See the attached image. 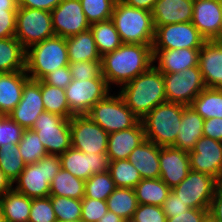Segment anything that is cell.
<instances>
[{"instance_id":"obj_1","label":"cell","mask_w":222,"mask_h":222,"mask_svg":"<svg viewBox=\"0 0 222 222\" xmlns=\"http://www.w3.org/2000/svg\"><path fill=\"white\" fill-rule=\"evenodd\" d=\"M153 64L152 44H122L101 57L102 75L109 87L124 85Z\"/></svg>"},{"instance_id":"obj_2","label":"cell","mask_w":222,"mask_h":222,"mask_svg":"<svg viewBox=\"0 0 222 222\" xmlns=\"http://www.w3.org/2000/svg\"><path fill=\"white\" fill-rule=\"evenodd\" d=\"M122 86L118 93L140 120L156 106L167 102L163 73L154 65Z\"/></svg>"},{"instance_id":"obj_3","label":"cell","mask_w":222,"mask_h":222,"mask_svg":"<svg viewBox=\"0 0 222 222\" xmlns=\"http://www.w3.org/2000/svg\"><path fill=\"white\" fill-rule=\"evenodd\" d=\"M111 20L123 44H153L155 27L150 11L116 0Z\"/></svg>"},{"instance_id":"obj_4","label":"cell","mask_w":222,"mask_h":222,"mask_svg":"<svg viewBox=\"0 0 222 222\" xmlns=\"http://www.w3.org/2000/svg\"><path fill=\"white\" fill-rule=\"evenodd\" d=\"M69 63L64 37L53 36L26 50L25 71L33 80H43L50 72Z\"/></svg>"},{"instance_id":"obj_5","label":"cell","mask_w":222,"mask_h":222,"mask_svg":"<svg viewBox=\"0 0 222 222\" xmlns=\"http://www.w3.org/2000/svg\"><path fill=\"white\" fill-rule=\"evenodd\" d=\"M185 105L165 102L156 106L142 119L146 140L159 147L173 146L180 129Z\"/></svg>"},{"instance_id":"obj_6","label":"cell","mask_w":222,"mask_h":222,"mask_svg":"<svg viewBox=\"0 0 222 222\" xmlns=\"http://www.w3.org/2000/svg\"><path fill=\"white\" fill-rule=\"evenodd\" d=\"M60 155H45L40 161L28 164L14 181L13 189L29 198L50 196V184L60 171Z\"/></svg>"},{"instance_id":"obj_7","label":"cell","mask_w":222,"mask_h":222,"mask_svg":"<svg viewBox=\"0 0 222 222\" xmlns=\"http://www.w3.org/2000/svg\"><path fill=\"white\" fill-rule=\"evenodd\" d=\"M86 115L108 134L134 127L140 121L120 94H108L96 102Z\"/></svg>"},{"instance_id":"obj_8","label":"cell","mask_w":222,"mask_h":222,"mask_svg":"<svg viewBox=\"0 0 222 222\" xmlns=\"http://www.w3.org/2000/svg\"><path fill=\"white\" fill-rule=\"evenodd\" d=\"M53 36L55 34L52 27L51 12L18 7L14 37L21 43L25 50Z\"/></svg>"},{"instance_id":"obj_9","label":"cell","mask_w":222,"mask_h":222,"mask_svg":"<svg viewBox=\"0 0 222 222\" xmlns=\"http://www.w3.org/2000/svg\"><path fill=\"white\" fill-rule=\"evenodd\" d=\"M31 129L37 133L47 154L61 155L71 147L70 119L45 111Z\"/></svg>"},{"instance_id":"obj_10","label":"cell","mask_w":222,"mask_h":222,"mask_svg":"<svg viewBox=\"0 0 222 222\" xmlns=\"http://www.w3.org/2000/svg\"><path fill=\"white\" fill-rule=\"evenodd\" d=\"M218 184L211 175L190 170L171 191L190 208L209 210Z\"/></svg>"},{"instance_id":"obj_11","label":"cell","mask_w":222,"mask_h":222,"mask_svg":"<svg viewBox=\"0 0 222 222\" xmlns=\"http://www.w3.org/2000/svg\"><path fill=\"white\" fill-rule=\"evenodd\" d=\"M110 88L102 74L95 79H72L65 88L70 112L73 115H86L96 102L109 94Z\"/></svg>"},{"instance_id":"obj_12","label":"cell","mask_w":222,"mask_h":222,"mask_svg":"<svg viewBox=\"0 0 222 222\" xmlns=\"http://www.w3.org/2000/svg\"><path fill=\"white\" fill-rule=\"evenodd\" d=\"M167 102L189 106L206 88L199 66L179 73L163 74Z\"/></svg>"},{"instance_id":"obj_13","label":"cell","mask_w":222,"mask_h":222,"mask_svg":"<svg viewBox=\"0 0 222 222\" xmlns=\"http://www.w3.org/2000/svg\"><path fill=\"white\" fill-rule=\"evenodd\" d=\"M71 147L84 153H106L108 133L87 115L70 118Z\"/></svg>"},{"instance_id":"obj_14","label":"cell","mask_w":222,"mask_h":222,"mask_svg":"<svg viewBox=\"0 0 222 222\" xmlns=\"http://www.w3.org/2000/svg\"><path fill=\"white\" fill-rule=\"evenodd\" d=\"M207 40L191 22L155 28L152 49L201 48Z\"/></svg>"},{"instance_id":"obj_15","label":"cell","mask_w":222,"mask_h":222,"mask_svg":"<svg viewBox=\"0 0 222 222\" xmlns=\"http://www.w3.org/2000/svg\"><path fill=\"white\" fill-rule=\"evenodd\" d=\"M51 16L55 36L67 38L90 28L80 0H62Z\"/></svg>"},{"instance_id":"obj_16","label":"cell","mask_w":222,"mask_h":222,"mask_svg":"<svg viewBox=\"0 0 222 222\" xmlns=\"http://www.w3.org/2000/svg\"><path fill=\"white\" fill-rule=\"evenodd\" d=\"M61 168L86 181L94 174L108 171L109 159L106 153H84L73 147L60 155Z\"/></svg>"},{"instance_id":"obj_17","label":"cell","mask_w":222,"mask_h":222,"mask_svg":"<svg viewBox=\"0 0 222 222\" xmlns=\"http://www.w3.org/2000/svg\"><path fill=\"white\" fill-rule=\"evenodd\" d=\"M190 169L211 175L218 181L222 178V142L202 136L192 151L188 152Z\"/></svg>"},{"instance_id":"obj_18","label":"cell","mask_w":222,"mask_h":222,"mask_svg":"<svg viewBox=\"0 0 222 222\" xmlns=\"http://www.w3.org/2000/svg\"><path fill=\"white\" fill-rule=\"evenodd\" d=\"M43 112L45 109L41 95V80L29 78L24 84L21 101L8 116L24 129H31Z\"/></svg>"},{"instance_id":"obj_19","label":"cell","mask_w":222,"mask_h":222,"mask_svg":"<svg viewBox=\"0 0 222 222\" xmlns=\"http://www.w3.org/2000/svg\"><path fill=\"white\" fill-rule=\"evenodd\" d=\"M191 23L207 40H221L222 0H194Z\"/></svg>"},{"instance_id":"obj_20","label":"cell","mask_w":222,"mask_h":222,"mask_svg":"<svg viewBox=\"0 0 222 222\" xmlns=\"http://www.w3.org/2000/svg\"><path fill=\"white\" fill-rule=\"evenodd\" d=\"M160 179L171 189L187 177L190 169L188 152L175 147H160Z\"/></svg>"},{"instance_id":"obj_21","label":"cell","mask_w":222,"mask_h":222,"mask_svg":"<svg viewBox=\"0 0 222 222\" xmlns=\"http://www.w3.org/2000/svg\"><path fill=\"white\" fill-rule=\"evenodd\" d=\"M198 66L205 87L222 89V40L204 43L199 49Z\"/></svg>"},{"instance_id":"obj_22","label":"cell","mask_w":222,"mask_h":222,"mask_svg":"<svg viewBox=\"0 0 222 222\" xmlns=\"http://www.w3.org/2000/svg\"><path fill=\"white\" fill-rule=\"evenodd\" d=\"M200 48L152 49L155 67L163 74L179 73L198 66Z\"/></svg>"},{"instance_id":"obj_23","label":"cell","mask_w":222,"mask_h":222,"mask_svg":"<svg viewBox=\"0 0 222 222\" xmlns=\"http://www.w3.org/2000/svg\"><path fill=\"white\" fill-rule=\"evenodd\" d=\"M145 140L141 120L134 127L109 133L106 152L109 161L128 159L130 153Z\"/></svg>"},{"instance_id":"obj_24","label":"cell","mask_w":222,"mask_h":222,"mask_svg":"<svg viewBox=\"0 0 222 222\" xmlns=\"http://www.w3.org/2000/svg\"><path fill=\"white\" fill-rule=\"evenodd\" d=\"M194 0H158L151 11L154 27L191 22Z\"/></svg>"},{"instance_id":"obj_25","label":"cell","mask_w":222,"mask_h":222,"mask_svg":"<svg viewBox=\"0 0 222 222\" xmlns=\"http://www.w3.org/2000/svg\"><path fill=\"white\" fill-rule=\"evenodd\" d=\"M26 71L0 73V115H8L21 101Z\"/></svg>"},{"instance_id":"obj_26","label":"cell","mask_w":222,"mask_h":222,"mask_svg":"<svg viewBox=\"0 0 222 222\" xmlns=\"http://www.w3.org/2000/svg\"><path fill=\"white\" fill-rule=\"evenodd\" d=\"M160 147L152 141L145 140L129 155L128 160L139 171L142 179L160 178Z\"/></svg>"},{"instance_id":"obj_27","label":"cell","mask_w":222,"mask_h":222,"mask_svg":"<svg viewBox=\"0 0 222 222\" xmlns=\"http://www.w3.org/2000/svg\"><path fill=\"white\" fill-rule=\"evenodd\" d=\"M204 119L189 105L183 109L180 129L172 147L186 152L194 149L196 142L203 136Z\"/></svg>"},{"instance_id":"obj_28","label":"cell","mask_w":222,"mask_h":222,"mask_svg":"<svg viewBox=\"0 0 222 222\" xmlns=\"http://www.w3.org/2000/svg\"><path fill=\"white\" fill-rule=\"evenodd\" d=\"M69 62L101 61L93 34L89 29L66 38Z\"/></svg>"},{"instance_id":"obj_29","label":"cell","mask_w":222,"mask_h":222,"mask_svg":"<svg viewBox=\"0 0 222 222\" xmlns=\"http://www.w3.org/2000/svg\"><path fill=\"white\" fill-rule=\"evenodd\" d=\"M26 50L15 37L0 39V73L25 71Z\"/></svg>"},{"instance_id":"obj_30","label":"cell","mask_w":222,"mask_h":222,"mask_svg":"<svg viewBox=\"0 0 222 222\" xmlns=\"http://www.w3.org/2000/svg\"><path fill=\"white\" fill-rule=\"evenodd\" d=\"M32 198L25 196L13 188L0 198L6 222H28Z\"/></svg>"},{"instance_id":"obj_31","label":"cell","mask_w":222,"mask_h":222,"mask_svg":"<svg viewBox=\"0 0 222 222\" xmlns=\"http://www.w3.org/2000/svg\"><path fill=\"white\" fill-rule=\"evenodd\" d=\"M84 195L85 181L62 168L51 181L50 196H63L82 200Z\"/></svg>"},{"instance_id":"obj_32","label":"cell","mask_w":222,"mask_h":222,"mask_svg":"<svg viewBox=\"0 0 222 222\" xmlns=\"http://www.w3.org/2000/svg\"><path fill=\"white\" fill-rule=\"evenodd\" d=\"M138 204L162 206L171 188L160 178L142 179L134 188Z\"/></svg>"},{"instance_id":"obj_33","label":"cell","mask_w":222,"mask_h":222,"mask_svg":"<svg viewBox=\"0 0 222 222\" xmlns=\"http://www.w3.org/2000/svg\"><path fill=\"white\" fill-rule=\"evenodd\" d=\"M108 211L130 222L138 201L133 188L117 187L106 200Z\"/></svg>"},{"instance_id":"obj_34","label":"cell","mask_w":222,"mask_h":222,"mask_svg":"<svg viewBox=\"0 0 222 222\" xmlns=\"http://www.w3.org/2000/svg\"><path fill=\"white\" fill-rule=\"evenodd\" d=\"M97 50L101 57L116 50L123 42L111 19L90 25Z\"/></svg>"},{"instance_id":"obj_35","label":"cell","mask_w":222,"mask_h":222,"mask_svg":"<svg viewBox=\"0 0 222 222\" xmlns=\"http://www.w3.org/2000/svg\"><path fill=\"white\" fill-rule=\"evenodd\" d=\"M204 119L222 118V89L206 87L190 104Z\"/></svg>"},{"instance_id":"obj_36","label":"cell","mask_w":222,"mask_h":222,"mask_svg":"<svg viewBox=\"0 0 222 222\" xmlns=\"http://www.w3.org/2000/svg\"><path fill=\"white\" fill-rule=\"evenodd\" d=\"M41 95L46 112L60 115L66 119L74 116L70 112L65 89L48 85L41 80Z\"/></svg>"},{"instance_id":"obj_37","label":"cell","mask_w":222,"mask_h":222,"mask_svg":"<svg viewBox=\"0 0 222 222\" xmlns=\"http://www.w3.org/2000/svg\"><path fill=\"white\" fill-rule=\"evenodd\" d=\"M18 144L7 143L0 146V170L14 184L20 173L25 169Z\"/></svg>"},{"instance_id":"obj_38","label":"cell","mask_w":222,"mask_h":222,"mask_svg":"<svg viewBox=\"0 0 222 222\" xmlns=\"http://www.w3.org/2000/svg\"><path fill=\"white\" fill-rule=\"evenodd\" d=\"M108 171L116 187L134 188L142 180L139 171L128 159L109 161Z\"/></svg>"},{"instance_id":"obj_39","label":"cell","mask_w":222,"mask_h":222,"mask_svg":"<svg viewBox=\"0 0 222 222\" xmlns=\"http://www.w3.org/2000/svg\"><path fill=\"white\" fill-rule=\"evenodd\" d=\"M116 188L109 171L94 174L85 181L84 198L106 201Z\"/></svg>"},{"instance_id":"obj_40","label":"cell","mask_w":222,"mask_h":222,"mask_svg":"<svg viewBox=\"0 0 222 222\" xmlns=\"http://www.w3.org/2000/svg\"><path fill=\"white\" fill-rule=\"evenodd\" d=\"M18 147L26 165L36 163L47 155L45 146L41 143L37 133L32 129H25Z\"/></svg>"},{"instance_id":"obj_41","label":"cell","mask_w":222,"mask_h":222,"mask_svg":"<svg viewBox=\"0 0 222 222\" xmlns=\"http://www.w3.org/2000/svg\"><path fill=\"white\" fill-rule=\"evenodd\" d=\"M57 221L81 219L82 200L63 196H49Z\"/></svg>"},{"instance_id":"obj_42","label":"cell","mask_w":222,"mask_h":222,"mask_svg":"<svg viewBox=\"0 0 222 222\" xmlns=\"http://www.w3.org/2000/svg\"><path fill=\"white\" fill-rule=\"evenodd\" d=\"M89 24L111 19L116 0H80Z\"/></svg>"},{"instance_id":"obj_43","label":"cell","mask_w":222,"mask_h":222,"mask_svg":"<svg viewBox=\"0 0 222 222\" xmlns=\"http://www.w3.org/2000/svg\"><path fill=\"white\" fill-rule=\"evenodd\" d=\"M28 222H57L51 198H33Z\"/></svg>"},{"instance_id":"obj_44","label":"cell","mask_w":222,"mask_h":222,"mask_svg":"<svg viewBox=\"0 0 222 222\" xmlns=\"http://www.w3.org/2000/svg\"><path fill=\"white\" fill-rule=\"evenodd\" d=\"M68 66L72 79L78 81L95 79L102 74L101 61L70 62Z\"/></svg>"},{"instance_id":"obj_45","label":"cell","mask_w":222,"mask_h":222,"mask_svg":"<svg viewBox=\"0 0 222 222\" xmlns=\"http://www.w3.org/2000/svg\"><path fill=\"white\" fill-rule=\"evenodd\" d=\"M25 129L8 115H0V146L7 143L18 144Z\"/></svg>"},{"instance_id":"obj_46","label":"cell","mask_w":222,"mask_h":222,"mask_svg":"<svg viewBox=\"0 0 222 222\" xmlns=\"http://www.w3.org/2000/svg\"><path fill=\"white\" fill-rule=\"evenodd\" d=\"M107 212L106 201L91 198L82 199L81 220L83 222H98Z\"/></svg>"},{"instance_id":"obj_47","label":"cell","mask_w":222,"mask_h":222,"mask_svg":"<svg viewBox=\"0 0 222 222\" xmlns=\"http://www.w3.org/2000/svg\"><path fill=\"white\" fill-rule=\"evenodd\" d=\"M162 206L139 204L130 222H166Z\"/></svg>"},{"instance_id":"obj_48","label":"cell","mask_w":222,"mask_h":222,"mask_svg":"<svg viewBox=\"0 0 222 222\" xmlns=\"http://www.w3.org/2000/svg\"><path fill=\"white\" fill-rule=\"evenodd\" d=\"M43 81L51 86L65 89L72 81L69 66H64L50 72Z\"/></svg>"},{"instance_id":"obj_49","label":"cell","mask_w":222,"mask_h":222,"mask_svg":"<svg viewBox=\"0 0 222 222\" xmlns=\"http://www.w3.org/2000/svg\"><path fill=\"white\" fill-rule=\"evenodd\" d=\"M17 10L0 11V39L14 37Z\"/></svg>"},{"instance_id":"obj_50","label":"cell","mask_w":222,"mask_h":222,"mask_svg":"<svg viewBox=\"0 0 222 222\" xmlns=\"http://www.w3.org/2000/svg\"><path fill=\"white\" fill-rule=\"evenodd\" d=\"M162 209L166 215V218H171L173 217V214L185 213V211L191 208L171 191L168 194V197L164 200Z\"/></svg>"},{"instance_id":"obj_51","label":"cell","mask_w":222,"mask_h":222,"mask_svg":"<svg viewBox=\"0 0 222 222\" xmlns=\"http://www.w3.org/2000/svg\"><path fill=\"white\" fill-rule=\"evenodd\" d=\"M208 213V209L191 208L185 213L173 214V217L167 218L166 222H202Z\"/></svg>"},{"instance_id":"obj_52","label":"cell","mask_w":222,"mask_h":222,"mask_svg":"<svg viewBox=\"0 0 222 222\" xmlns=\"http://www.w3.org/2000/svg\"><path fill=\"white\" fill-rule=\"evenodd\" d=\"M203 136L222 142V118H209L203 123Z\"/></svg>"},{"instance_id":"obj_53","label":"cell","mask_w":222,"mask_h":222,"mask_svg":"<svg viewBox=\"0 0 222 222\" xmlns=\"http://www.w3.org/2000/svg\"><path fill=\"white\" fill-rule=\"evenodd\" d=\"M62 0H17L18 7L40 9L51 12Z\"/></svg>"},{"instance_id":"obj_54","label":"cell","mask_w":222,"mask_h":222,"mask_svg":"<svg viewBox=\"0 0 222 222\" xmlns=\"http://www.w3.org/2000/svg\"><path fill=\"white\" fill-rule=\"evenodd\" d=\"M209 212L218 222H222V186L220 184L216 188Z\"/></svg>"},{"instance_id":"obj_55","label":"cell","mask_w":222,"mask_h":222,"mask_svg":"<svg viewBox=\"0 0 222 222\" xmlns=\"http://www.w3.org/2000/svg\"><path fill=\"white\" fill-rule=\"evenodd\" d=\"M121 1L134 8L145 9L151 12L154 7V4L158 0H121Z\"/></svg>"},{"instance_id":"obj_56","label":"cell","mask_w":222,"mask_h":222,"mask_svg":"<svg viewBox=\"0 0 222 222\" xmlns=\"http://www.w3.org/2000/svg\"><path fill=\"white\" fill-rule=\"evenodd\" d=\"M11 181L5 176L4 172L0 170V198L13 188Z\"/></svg>"},{"instance_id":"obj_57","label":"cell","mask_w":222,"mask_h":222,"mask_svg":"<svg viewBox=\"0 0 222 222\" xmlns=\"http://www.w3.org/2000/svg\"><path fill=\"white\" fill-rule=\"evenodd\" d=\"M17 0H0V11L4 10H17Z\"/></svg>"},{"instance_id":"obj_58","label":"cell","mask_w":222,"mask_h":222,"mask_svg":"<svg viewBox=\"0 0 222 222\" xmlns=\"http://www.w3.org/2000/svg\"><path fill=\"white\" fill-rule=\"evenodd\" d=\"M98 222H126L114 212L108 211Z\"/></svg>"},{"instance_id":"obj_59","label":"cell","mask_w":222,"mask_h":222,"mask_svg":"<svg viewBox=\"0 0 222 222\" xmlns=\"http://www.w3.org/2000/svg\"><path fill=\"white\" fill-rule=\"evenodd\" d=\"M202 222H218L211 214L210 212L204 217Z\"/></svg>"},{"instance_id":"obj_60","label":"cell","mask_w":222,"mask_h":222,"mask_svg":"<svg viewBox=\"0 0 222 222\" xmlns=\"http://www.w3.org/2000/svg\"><path fill=\"white\" fill-rule=\"evenodd\" d=\"M0 222H6L1 205H0Z\"/></svg>"},{"instance_id":"obj_61","label":"cell","mask_w":222,"mask_h":222,"mask_svg":"<svg viewBox=\"0 0 222 222\" xmlns=\"http://www.w3.org/2000/svg\"><path fill=\"white\" fill-rule=\"evenodd\" d=\"M57 222H83L81 219L74 220V221H57Z\"/></svg>"},{"instance_id":"obj_62","label":"cell","mask_w":222,"mask_h":222,"mask_svg":"<svg viewBox=\"0 0 222 222\" xmlns=\"http://www.w3.org/2000/svg\"><path fill=\"white\" fill-rule=\"evenodd\" d=\"M219 184L222 186V178H221V180L219 181Z\"/></svg>"}]
</instances>
